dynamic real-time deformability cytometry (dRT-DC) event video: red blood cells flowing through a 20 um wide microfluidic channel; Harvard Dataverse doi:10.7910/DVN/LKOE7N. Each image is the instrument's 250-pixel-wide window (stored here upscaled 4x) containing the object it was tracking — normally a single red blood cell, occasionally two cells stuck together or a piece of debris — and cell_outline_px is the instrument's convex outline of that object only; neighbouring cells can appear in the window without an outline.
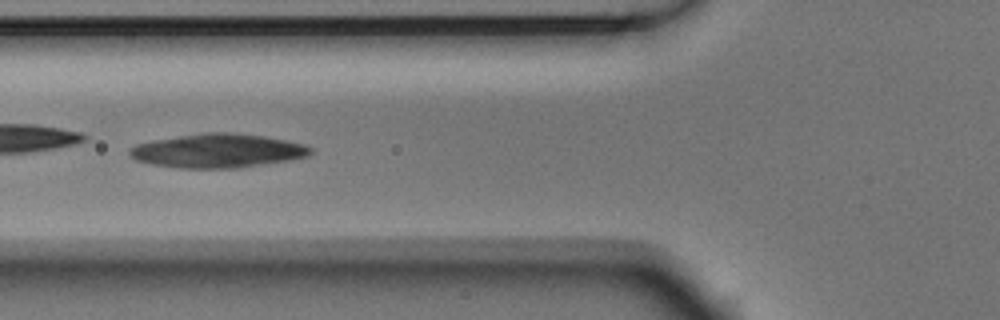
{"species": "Egyptian fruit bat (a non-hibernating species)", "species_latin": "Rousettus aegyptiacus", "temperature_condition": "room temperature", "stored_images_in_passage": 31, "camera_frame_rate_fps": 3000, "um_per_image_px": 0.085, "animal": {"sex": "male"}, "frame": {"image": 1, "passage_image": 5, "time_ms": 1.333, "image_size_px": [1000, 320], "cell_outline_px": [[312, 152], [308, 156], [288, 160], [240, 168], [180, 168], [152, 164], [136, 160], [128, 152], [136, 144], [152, 140], [204, 132], [236, 132], [264, 136], [304, 144], [312, 148]], "centroid_in_image_um": [18.51, 12.81], "position_along_channel_um": 107.3, "area_um2": 35.72}}
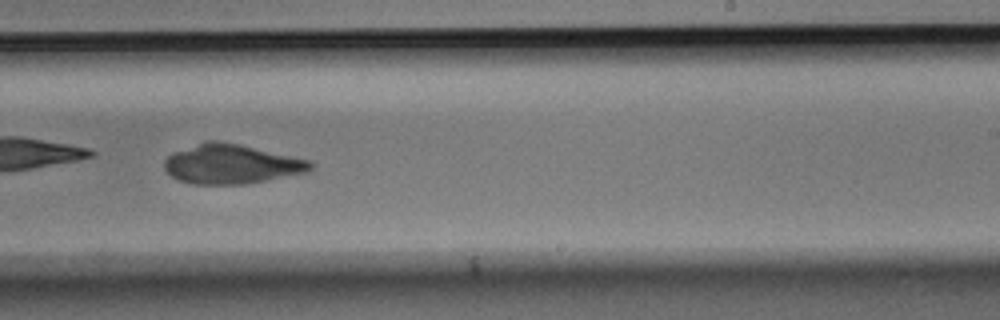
{"frame": {"image": 2, "passage_image": 18, "time_ms": 5.667, "image_size_px": [1000, 320], "cell_outline_px": [[316, 164], [308, 172], [244, 184], [192, 184], [180, 180], [172, 176], [164, 168], [164, 160], [172, 152], [204, 140], [216, 140], [240, 144], [312, 160]], "centroid_in_image_um": [19.68, 13.93], "position_along_channel_um": 269.3, "area_um2": 33.87}}